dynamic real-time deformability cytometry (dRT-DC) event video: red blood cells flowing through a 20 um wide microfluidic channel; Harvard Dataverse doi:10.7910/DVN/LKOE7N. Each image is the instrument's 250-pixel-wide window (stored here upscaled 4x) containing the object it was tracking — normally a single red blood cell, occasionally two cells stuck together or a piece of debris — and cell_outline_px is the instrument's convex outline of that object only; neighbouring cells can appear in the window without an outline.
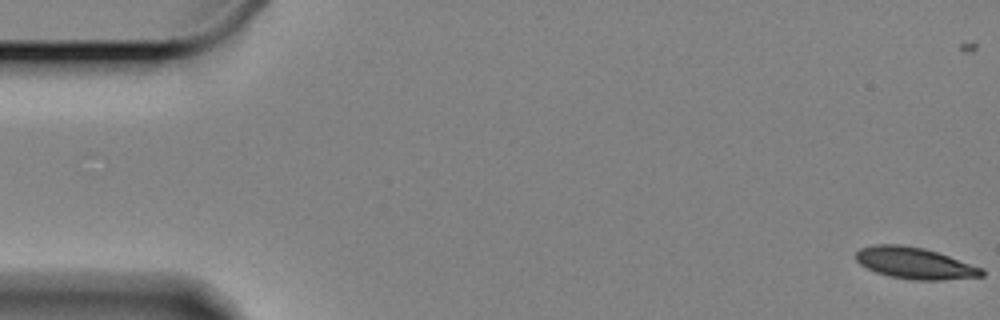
{"species": "Egyptian fruit bat (a non-hibernating species)", "species_latin": "Rousettus aegyptiacus", "temperature_condition": "cold", "stored_images_in_passage": 61, "camera_frame_rate_fps": 3000, "um_per_image_px": 0.085, "animal": {"sex": "female"}, "frame": {"image": 1, "passage_image": 1, "time_ms": 0.0, "image_size_px": [1000, 320], "cell_outline_px": [[984, 276], [940, 280], [912, 280], [888, 276], [876, 272], [860, 264], [856, 260], [856, 252], [860, 248], [872, 244], [900, 244], [924, 248], [984, 268]], "centroid_in_image_um": [77.74, 22.36], "position_along_channel_um": 7.3, "area_um2": 23.12}}
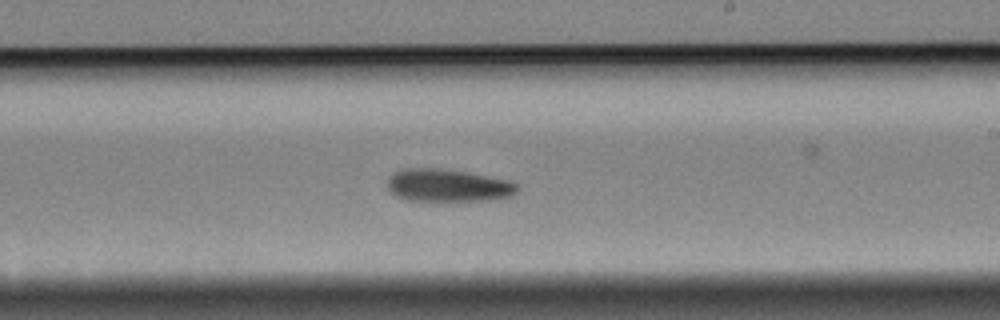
{"frame": {"image": 2, "passage_image": 35, "time_ms": 11.333, "image_size_px": [1000, 320], "cell_outline_px": [[520, 188], [512, 196], [488, 200], [404, 200], [396, 196], [388, 188], [388, 176], [404, 168], [440, 168], [512, 180], [520, 184]], "centroid_in_image_um": [38.11, 15.75], "position_along_channel_um": 250.9, "area_um2": 24.74}}
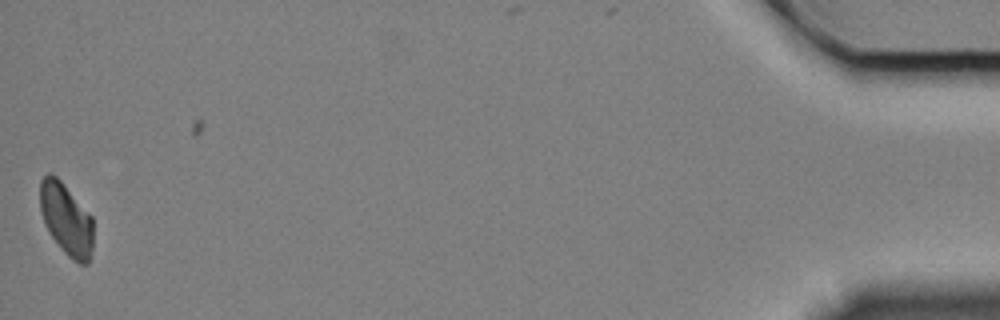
{"frame": {"image": 3, "passage_image": 60, "time_ms": 19.667, "image_size_px": [1000, 320], "cell_outline_px": [[92, 248], [88, 264], [80, 264], [72, 260], [60, 248], [48, 232], [44, 224], [40, 208], [40, 180], [48, 172], [56, 176], [60, 180], [92, 216]], "centroid_in_image_um": [5.61, 18.64], "position_along_channel_um": 429.6, "area_um2": 22.31}, "authors_computed_cell_mechanics": {"area_um2": 24.1604, "velocity_mm_per_s": 3.2877, "shape_relaxation_time_tau1_ms": 5.6364, "shape_relaxation_time_tau2_ms": null, "deformation_change_tau1": 0.1192, "deformation_change_tau2": null}}